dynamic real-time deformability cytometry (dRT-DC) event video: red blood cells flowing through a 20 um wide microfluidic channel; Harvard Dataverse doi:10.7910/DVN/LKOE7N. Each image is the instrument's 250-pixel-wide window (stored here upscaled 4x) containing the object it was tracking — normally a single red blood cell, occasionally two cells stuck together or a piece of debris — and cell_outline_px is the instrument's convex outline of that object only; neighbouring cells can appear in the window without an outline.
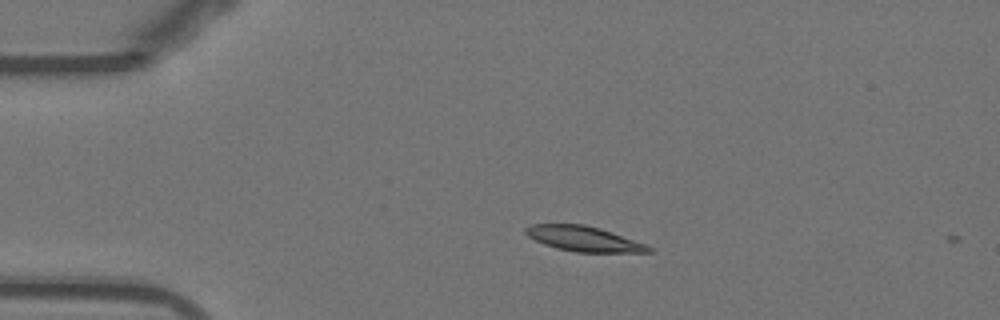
{"species": "Egyptian fruit bat (a non-hibernating species)", "species_latin": "Rousettus aegyptiacus", "temperature_condition": "warm", "stored_images_in_passage": 2, "camera_frame_rate_fps": 3000, "um_per_image_px": 0.085, "animal": {"sex": "female"}, "frame": {"image": 1, "passage_image": 1, "time_ms": 0.0, "image_size_px": [1000, 320], "cell_outline_px": [[656, 252], [576, 252], [556, 248], [544, 244], [528, 236], [524, 232], [524, 228], [532, 224], [584, 224], [600, 228], [656, 248]], "centroid_in_image_um": [49.64, 20.3], "position_along_channel_um": 35.4, "area_um2": 17.98}}